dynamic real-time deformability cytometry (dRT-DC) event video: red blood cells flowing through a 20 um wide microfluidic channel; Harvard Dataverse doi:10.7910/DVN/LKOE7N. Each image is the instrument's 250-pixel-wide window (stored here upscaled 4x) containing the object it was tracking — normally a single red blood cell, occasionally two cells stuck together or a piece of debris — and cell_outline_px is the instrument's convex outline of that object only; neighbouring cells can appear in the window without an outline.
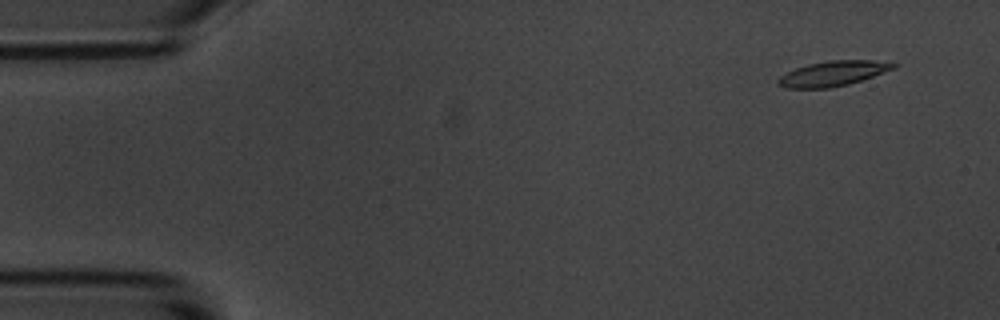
{"species": "common noctule bat (a hibernating species)", "species_latin": "Nyctalus noctula", "temperature_condition": "room temperature", "stored_images_in_passage": 56, "camera_frame_rate_fps": 3000, "um_per_image_px": 0.085, "animal": {"sex": "male", "body_mass_g": 20.1, "forearm_length_mm": 53.5}, "frame": {"image": 1, "passage_image": 4, "time_ms": 1.0, "image_size_px": [1000, 320], "cell_outline_px": [[900, 64], [896, 68], [848, 84], [828, 88], [784, 88], [776, 84], [776, 80], [780, 76], [796, 68], [808, 64], [828, 60], [872, 60]], "centroid_in_image_um": [70.78, 6.25], "position_along_channel_um": 14.2, "area_um2": 16.76}}
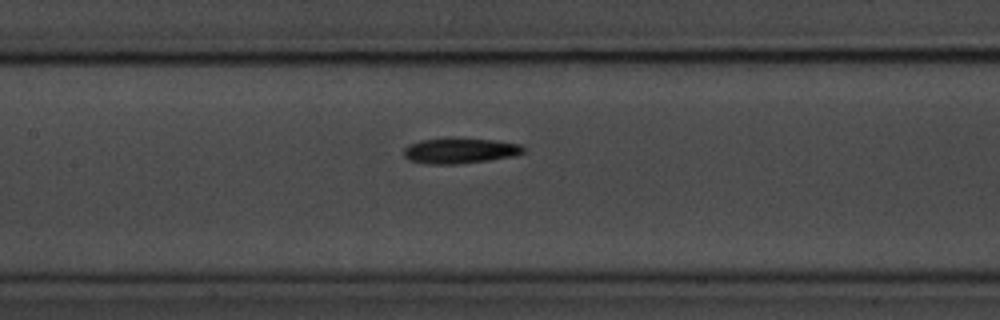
{"frame": {"image": 2, "passage_image": 26, "time_ms": 8.333, "image_size_px": [1000, 320], "cell_outline_px": [[524, 152], [516, 156], [488, 160], [456, 164], [428, 164], [408, 160], [404, 156], [404, 148], [408, 144], [420, 140], [452, 136], [496, 140], [520, 144], [524, 148]], "centroid_in_image_um": [39.07, 12.78], "position_along_channel_um": 168.3, "area_um2": 18.32}}
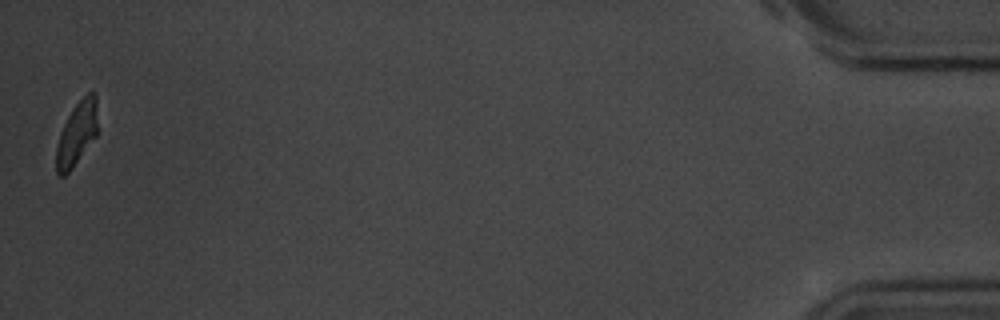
{"frame": {"image": 3, "passage_image": 56, "time_ms": 18.333, "image_size_px": [1000, 320], "cell_outline_px": [[96, 136], [72, 168], [64, 176], [60, 176], [56, 172], [56, 148], [60, 132], [72, 108], [88, 92], [96, 92]], "centroid_in_image_um": [6.51, 11.37], "position_along_channel_um": 428.7, "area_um2": 15.09}, "authors_computed_cell_mechanics": {"area_um2": 17.051, "velocity_mm_per_s": 3.5385, "shape_relaxation_time_tau1_ms": 3.3218, "shape_relaxation_time_tau2_ms": 9.4698, "deformation_change_tau1": 0.1557, "deformation_change_tau2": 0.1954}}